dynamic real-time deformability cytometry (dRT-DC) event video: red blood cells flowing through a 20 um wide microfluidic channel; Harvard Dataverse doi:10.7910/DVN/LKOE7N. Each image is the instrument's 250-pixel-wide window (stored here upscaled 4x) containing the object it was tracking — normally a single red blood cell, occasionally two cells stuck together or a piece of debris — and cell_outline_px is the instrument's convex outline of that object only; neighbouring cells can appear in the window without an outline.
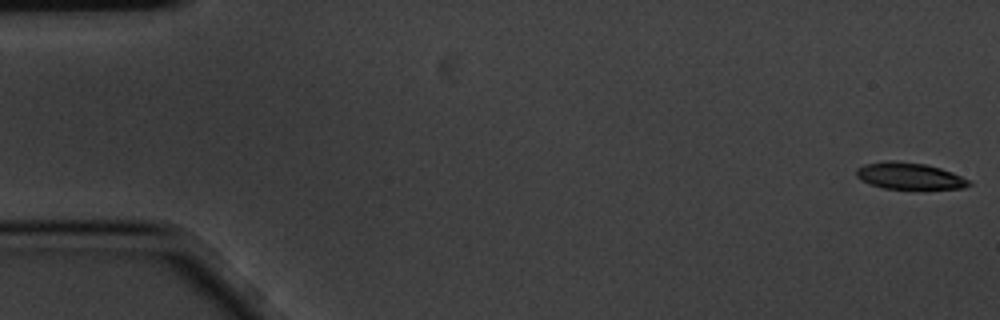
{"species": "common noctule bat (a hibernating species)", "species_latin": "Nyctalus noctula", "temperature_condition": "cold", "stored_images_in_passage": 4, "camera_frame_rate_fps": 3000, "um_per_image_px": 0.085, "animal": {"sex": "male", "body_mass_g": 20.1, "forearm_length_mm": 53.5}, "frame": {"image": 1, "passage_image": 1, "time_ms": 0.0, "image_size_px": [1000, 320], "cell_outline_px": [[972, 184], [964, 188], [884, 188], [872, 184], [856, 176], [856, 168], [864, 164], [888, 160], [892, 160], [924, 164], [940, 168], [952, 172], [968, 180]], "centroid_in_image_um": [77.28, 14.94], "position_along_channel_um": 7.7, "area_um2": 17.05}}
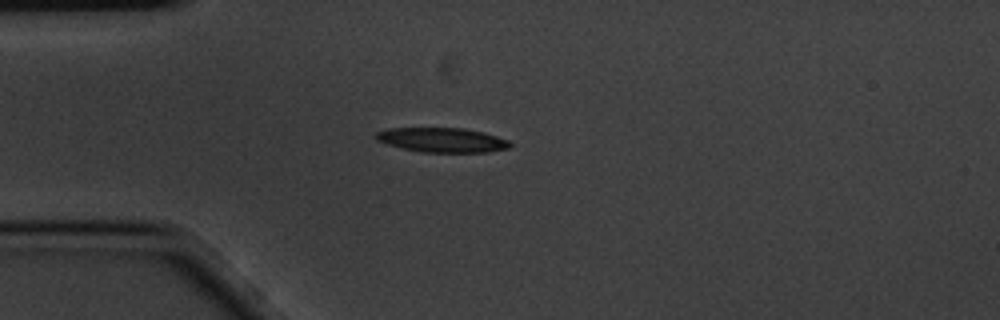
{"frame": {"image": 2, "passage_image": 4, "time_ms": 1.0, "image_size_px": [1000, 320], "cell_outline_px": [[512, 144], [508, 148], [488, 152], [424, 152], [400, 148], [376, 140], [376, 132], [388, 128], [464, 128], [484, 132], [508, 140]], "centroid_in_image_um": [37.58, 11.89], "position_along_channel_um": 47.4, "area_um2": 19.13}}